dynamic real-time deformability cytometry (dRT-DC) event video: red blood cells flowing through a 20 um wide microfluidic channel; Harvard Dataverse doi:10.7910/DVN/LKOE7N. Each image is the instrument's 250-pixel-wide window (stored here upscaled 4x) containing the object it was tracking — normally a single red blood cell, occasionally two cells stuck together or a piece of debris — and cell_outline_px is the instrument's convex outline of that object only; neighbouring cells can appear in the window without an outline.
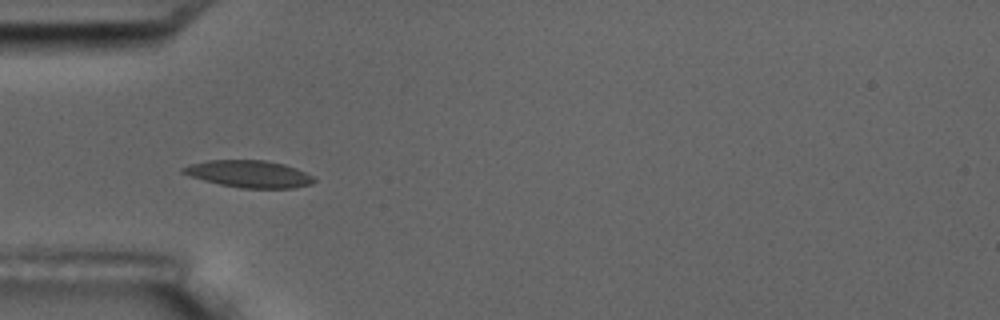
{"species": "common noctule bat (a hibernating species)", "species_latin": "Nyctalus noctula", "temperature_condition": "room temperature", "stored_images_in_passage": 4, "camera_frame_rate_fps": 3000, "um_per_image_px": 0.085, "animal": {"sex": "male", "body_mass_g": 17.5, "forearm_length_mm": 52.3}, "frame": {"image": 1, "passage_image": 3, "time_ms": 3.333, "image_size_px": [1000, 320], "cell_outline_px": [[316, 180], [312, 184], [292, 188], [240, 188], [220, 184], [204, 180], [180, 172], [180, 168], [192, 164], [208, 160], [264, 160], [284, 164], [296, 168], [312, 176]], "centroid_in_image_um": [21.18, 14.78], "position_along_channel_um": 63.8, "area_um2": 20.52}}